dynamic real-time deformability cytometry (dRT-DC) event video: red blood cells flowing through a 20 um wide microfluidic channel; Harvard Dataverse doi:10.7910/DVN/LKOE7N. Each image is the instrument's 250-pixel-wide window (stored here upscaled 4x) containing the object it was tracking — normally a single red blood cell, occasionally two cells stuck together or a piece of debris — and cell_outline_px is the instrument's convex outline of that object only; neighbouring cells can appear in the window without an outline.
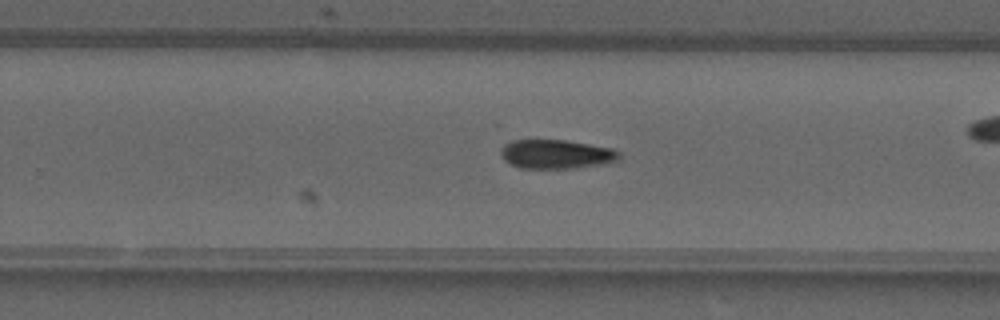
{"species": "common noctule bat (a hibernating species)", "species_latin": "Nyctalus noctula", "temperature_condition": "warm", "stored_images_in_passage": 37, "camera_frame_rate_fps": 3000, "um_per_image_px": 0.085, "animal": {"sex": "male", "forearm_length_mm": 52.5}, "frame": {"image": 1, "passage_image": 22, "time_ms": 7.0, "image_size_px": [1000, 320], "cell_outline_px": [[620, 160], [600, 164], [572, 168], [520, 168], [508, 164], [504, 160], [500, 152], [500, 148], [504, 144], [512, 140], [564, 140], [616, 148], [620, 152]], "centroid_in_image_um": [47.27, 13.1], "position_along_channel_um": 282.5, "area_um2": 20.23}}
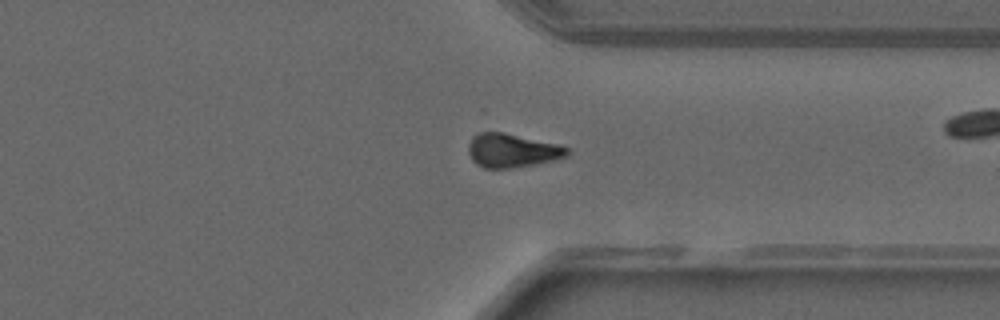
{"frame": {"image": 2, "passage_image": 27, "time_ms": 8.667, "image_size_px": [1000, 320], "cell_outline_px": [[572, 148], [568, 156], [556, 160], [536, 164], [508, 168], [484, 168], [476, 164], [472, 160], [468, 152], [468, 144], [472, 136], [480, 132], [504, 132], [560, 144]], "centroid_in_image_um": [43.57, 12.79], "position_along_channel_um": 367.8, "area_um2": 19.83}}
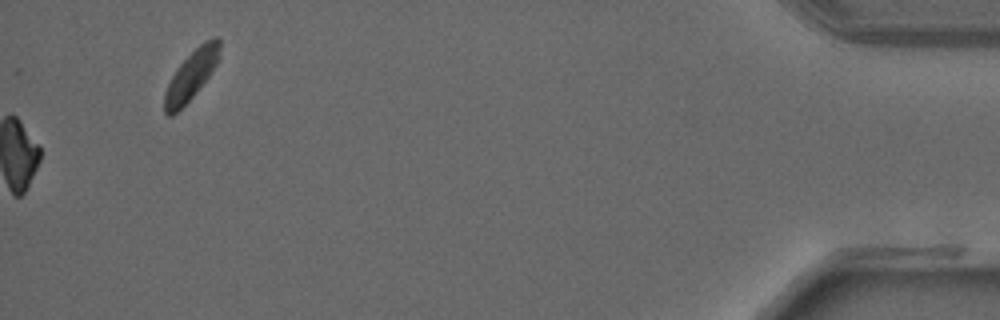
{"frame": {"image": 3, "passage_image": 37, "time_ms": 12.0, "image_size_px": [1000, 320], "cell_outline_px": [[220, 56], [216, 64], [208, 76], [196, 92], [172, 116], [168, 116], [164, 112], [164, 92], [176, 68], [204, 40], [212, 36], [220, 36]], "centroid_in_image_um": [16.26, 6.34], "position_along_channel_um": 418.9, "area_um2": 15.61}}